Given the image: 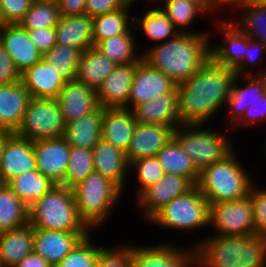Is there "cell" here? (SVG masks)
<instances>
[{
    "label": "cell",
    "mask_w": 266,
    "mask_h": 267,
    "mask_svg": "<svg viewBox=\"0 0 266 267\" xmlns=\"http://www.w3.org/2000/svg\"><path fill=\"white\" fill-rule=\"evenodd\" d=\"M235 71L211 58L189 79L177 84L179 121L182 125H209L226 109ZM216 114V115H215Z\"/></svg>",
    "instance_id": "obj_1"
},
{
    "label": "cell",
    "mask_w": 266,
    "mask_h": 267,
    "mask_svg": "<svg viewBox=\"0 0 266 267\" xmlns=\"http://www.w3.org/2000/svg\"><path fill=\"white\" fill-rule=\"evenodd\" d=\"M210 45V33H179L140 50L144 61L178 84L189 79L211 58Z\"/></svg>",
    "instance_id": "obj_2"
},
{
    "label": "cell",
    "mask_w": 266,
    "mask_h": 267,
    "mask_svg": "<svg viewBox=\"0 0 266 267\" xmlns=\"http://www.w3.org/2000/svg\"><path fill=\"white\" fill-rule=\"evenodd\" d=\"M199 239L192 245L194 267H266V238L257 234Z\"/></svg>",
    "instance_id": "obj_3"
},
{
    "label": "cell",
    "mask_w": 266,
    "mask_h": 267,
    "mask_svg": "<svg viewBox=\"0 0 266 267\" xmlns=\"http://www.w3.org/2000/svg\"><path fill=\"white\" fill-rule=\"evenodd\" d=\"M234 150L224 160L216 162L199 172L196 186L208 200L209 206L219 202L236 201L249 196L255 183L245 163ZM243 164V165H242ZM244 166V167H243Z\"/></svg>",
    "instance_id": "obj_4"
},
{
    "label": "cell",
    "mask_w": 266,
    "mask_h": 267,
    "mask_svg": "<svg viewBox=\"0 0 266 267\" xmlns=\"http://www.w3.org/2000/svg\"><path fill=\"white\" fill-rule=\"evenodd\" d=\"M33 228L61 232H93L80 218L73 190L56 184L42 198L28 207Z\"/></svg>",
    "instance_id": "obj_5"
},
{
    "label": "cell",
    "mask_w": 266,
    "mask_h": 267,
    "mask_svg": "<svg viewBox=\"0 0 266 267\" xmlns=\"http://www.w3.org/2000/svg\"><path fill=\"white\" fill-rule=\"evenodd\" d=\"M80 218L91 229L106 225L118 205L123 191L99 172H91L72 188Z\"/></svg>",
    "instance_id": "obj_6"
},
{
    "label": "cell",
    "mask_w": 266,
    "mask_h": 267,
    "mask_svg": "<svg viewBox=\"0 0 266 267\" xmlns=\"http://www.w3.org/2000/svg\"><path fill=\"white\" fill-rule=\"evenodd\" d=\"M218 130L221 128H216L215 131L207 125H181L173 132V139L190 157L199 172L205 167L224 160L234 151V143L230 134H227V130L225 133H220Z\"/></svg>",
    "instance_id": "obj_7"
},
{
    "label": "cell",
    "mask_w": 266,
    "mask_h": 267,
    "mask_svg": "<svg viewBox=\"0 0 266 267\" xmlns=\"http://www.w3.org/2000/svg\"><path fill=\"white\" fill-rule=\"evenodd\" d=\"M209 214L208 200L195 185L187 193L169 202L146 223L162 229L180 230V233L184 231L183 234L193 233L201 228L209 229Z\"/></svg>",
    "instance_id": "obj_8"
},
{
    "label": "cell",
    "mask_w": 266,
    "mask_h": 267,
    "mask_svg": "<svg viewBox=\"0 0 266 267\" xmlns=\"http://www.w3.org/2000/svg\"><path fill=\"white\" fill-rule=\"evenodd\" d=\"M65 127L56 99L31 98L22 122L14 133L35 142L63 137Z\"/></svg>",
    "instance_id": "obj_9"
},
{
    "label": "cell",
    "mask_w": 266,
    "mask_h": 267,
    "mask_svg": "<svg viewBox=\"0 0 266 267\" xmlns=\"http://www.w3.org/2000/svg\"><path fill=\"white\" fill-rule=\"evenodd\" d=\"M209 228L206 236H233L255 234L252 202L249 196L210 205Z\"/></svg>",
    "instance_id": "obj_10"
},
{
    "label": "cell",
    "mask_w": 266,
    "mask_h": 267,
    "mask_svg": "<svg viewBox=\"0 0 266 267\" xmlns=\"http://www.w3.org/2000/svg\"><path fill=\"white\" fill-rule=\"evenodd\" d=\"M195 185L183 176L165 173L156 183L145 189L136 199L143 221H149L173 199L187 193Z\"/></svg>",
    "instance_id": "obj_11"
},
{
    "label": "cell",
    "mask_w": 266,
    "mask_h": 267,
    "mask_svg": "<svg viewBox=\"0 0 266 267\" xmlns=\"http://www.w3.org/2000/svg\"><path fill=\"white\" fill-rule=\"evenodd\" d=\"M167 241V242H166ZM131 244L133 267H194V248L176 243ZM166 242V243H165Z\"/></svg>",
    "instance_id": "obj_12"
},
{
    "label": "cell",
    "mask_w": 266,
    "mask_h": 267,
    "mask_svg": "<svg viewBox=\"0 0 266 267\" xmlns=\"http://www.w3.org/2000/svg\"><path fill=\"white\" fill-rule=\"evenodd\" d=\"M265 93L266 75H236L226 104L227 115L224 116V120L228 121V127L225 126L227 130L229 131L242 118L245 110Z\"/></svg>",
    "instance_id": "obj_13"
},
{
    "label": "cell",
    "mask_w": 266,
    "mask_h": 267,
    "mask_svg": "<svg viewBox=\"0 0 266 267\" xmlns=\"http://www.w3.org/2000/svg\"><path fill=\"white\" fill-rule=\"evenodd\" d=\"M227 19L218 18L217 16L214 21L217 28H215L216 33L222 34V40L218 44L212 41L213 38H211L210 54L211 59L216 64L234 69L244 58L247 35L230 18Z\"/></svg>",
    "instance_id": "obj_14"
},
{
    "label": "cell",
    "mask_w": 266,
    "mask_h": 267,
    "mask_svg": "<svg viewBox=\"0 0 266 267\" xmlns=\"http://www.w3.org/2000/svg\"><path fill=\"white\" fill-rule=\"evenodd\" d=\"M177 87L171 78L162 71L151 67L143 58L132 81L128 109L150 101L160 95L171 93Z\"/></svg>",
    "instance_id": "obj_15"
},
{
    "label": "cell",
    "mask_w": 266,
    "mask_h": 267,
    "mask_svg": "<svg viewBox=\"0 0 266 267\" xmlns=\"http://www.w3.org/2000/svg\"><path fill=\"white\" fill-rule=\"evenodd\" d=\"M37 170L56 184L65 179L71 146L64 137L33 142Z\"/></svg>",
    "instance_id": "obj_16"
},
{
    "label": "cell",
    "mask_w": 266,
    "mask_h": 267,
    "mask_svg": "<svg viewBox=\"0 0 266 267\" xmlns=\"http://www.w3.org/2000/svg\"><path fill=\"white\" fill-rule=\"evenodd\" d=\"M37 162L33 151V141L11 133L5 142L0 166V183L26 171L36 170Z\"/></svg>",
    "instance_id": "obj_17"
},
{
    "label": "cell",
    "mask_w": 266,
    "mask_h": 267,
    "mask_svg": "<svg viewBox=\"0 0 266 267\" xmlns=\"http://www.w3.org/2000/svg\"><path fill=\"white\" fill-rule=\"evenodd\" d=\"M138 62L117 65L96 90L102 108H127Z\"/></svg>",
    "instance_id": "obj_18"
},
{
    "label": "cell",
    "mask_w": 266,
    "mask_h": 267,
    "mask_svg": "<svg viewBox=\"0 0 266 267\" xmlns=\"http://www.w3.org/2000/svg\"><path fill=\"white\" fill-rule=\"evenodd\" d=\"M90 232H61L33 228V252L55 267Z\"/></svg>",
    "instance_id": "obj_19"
},
{
    "label": "cell",
    "mask_w": 266,
    "mask_h": 267,
    "mask_svg": "<svg viewBox=\"0 0 266 267\" xmlns=\"http://www.w3.org/2000/svg\"><path fill=\"white\" fill-rule=\"evenodd\" d=\"M0 43L9 53L20 73L42 60L43 54L35 47L28 31L20 24L1 26Z\"/></svg>",
    "instance_id": "obj_20"
},
{
    "label": "cell",
    "mask_w": 266,
    "mask_h": 267,
    "mask_svg": "<svg viewBox=\"0 0 266 267\" xmlns=\"http://www.w3.org/2000/svg\"><path fill=\"white\" fill-rule=\"evenodd\" d=\"M175 128L162 124L137 123L131 143L126 151L130 164L136 159L156 156L158 151L173 138Z\"/></svg>",
    "instance_id": "obj_21"
},
{
    "label": "cell",
    "mask_w": 266,
    "mask_h": 267,
    "mask_svg": "<svg viewBox=\"0 0 266 267\" xmlns=\"http://www.w3.org/2000/svg\"><path fill=\"white\" fill-rule=\"evenodd\" d=\"M65 124L93 113L98 107L96 90L78 81H69L56 98Z\"/></svg>",
    "instance_id": "obj_22"
},
{
    "label": "cell",
    "mask_w": 266,
    "mask_h": 267,
    "mask_svg": "<svg viewBox=\"0 0 266 267\" xmlns=\"http://www.w3.org/2000/svg\"><path fill=\"white\" fill-rule=\"evenodd\" d=\"M92 152L94 171L111 180L124 192L125 185L128 184L126 178L130 171L126 153L103 138L93 146Z\"/></svg>",
    "instance_id": "obj_23"
},
{
    "label": "cell",
    "mask_w": 266,
    "mask_h": 267,
    "mask_svg": "<svg viewBox=\"0 0 266 267\" xmlns=\"http://www.w3.org/2000/svg\"><path fill=\"white\" fill-rule=\"evenodd\" d=\"M21 83L31 98L56 99L66 81L43 59L21 73Z\"/></svg>",
    "instance_id": "obj_24"
},
{
    "label": "cell",
    "mask_w": 266,
    "mask_h": 267,
    "mask_svg": "<svg viewBox=\"0 0 266 267\" xmlns=\"http://www.w3.org/2000/svg\"><path fill=\"white\" fill-rule=\"evenodd\" d=\"M137 123L162 124L178 127L179 121L177 87L171 92L160 95L132 109Z\"/></svg>",
    "instance_id": "obj_25"
},
{
    "label": "cell",
    "mask_w": 266,
    "mask_h": 267,
    "mask_svg": "<svg viewBox=\"0 0 266 267\" xmlns=\"http://www.w3.org/2000/svg\"><path fill=\"white\" fill-rule=\"evenodd\" d=\"M137 122L127 108H103L101 138L126 153Z\"/></svg>",
    "instance_id": "obj_26"
},
{
    "label": "cell",
    "mask_w": 266,
    "mask_h": 267,
    "mask_svg": "<svg viewBox=\"0 0 266 267\" xmlns=\"http://www.w3.org/2000/svg\"><path fill=\"white\" fill-rule=\"evenodd\" d=\"M31 99L28 90L20 82L0 86V129L15 132Z\"/></svg>",
    "instance_id": "obj_27"
},
{
    "label": "cell",
    "mask_w": 266,
    "mask_h": 267,
    "mask_svg": "<svg viewBox=\"0 0 266 267\" xmlns=\"http://www.w3.org/2000/svg\"><path fill=\"white\" fill-rule=\"evenodd\" d=\"M57 44L80 49L94 46L93 17L86 13L60 17L55 26Z\"/></svg>",
    "instance_id": "obj_28"
},
{
    "label": "cell",
    "mask_w": 266,
    "mask_h": 267,
    "mask_svg": "<svg viewBox=\"0 0 266 267\" xmlns=\"http://www.w3.org/2000/svg\"><path fill=\"white\" fill-rule=\"evenodd\" d=\"M116 66V63L92 46L83 51L80 56L75 81L97 90Z\"/></svg>",
    "instance_id": "obj_29"
},
{
    "label": "cell",
    "mask_w": 266,
    "mask_h": 267,
    "mask_svg": "<svg viewBox=\"0 0 266 267\" xmlns=\"http://www.w3.org/2000/svg\"><path fill=\"white\" fill-rule=\"evenodd\" d=\"M33 252V227L0 232V260L3 267H14Z\"/></svg>",
    "instance_id": "obj_30"
},
{
    "label": "cell",
    "mask_w": 266,
    "mask_h": 267,
    "mask_svg": "<svg viewBox=\"0 0 266 267\" xmlns=\"http://www.w3.org/2000/svg\"><path fill=\"white\" fill-rule=\"evenodd\" d=\"M103 108L68 122L64 138L70 146L92 149L101 138Z\"/></svg>",
    "instance_id": "obj_31"
},
{
    "label": "cell",
    "mask_w": 266,
    "mask_h": 267,
    "mask_svg": "<svg viewBox=\"0 0 266 267\" xmlns=\"http://www.w3.org/2000/svg\"><path fill=\"white\" fill-rule=\"evenodd\" d=\"M147 7V8H146ZM143 8V14L134 16V31H141L151 44L163 43L176 37L179 31L160 7L150 5Z\"/></svg>",
    "instance_id": "obj_32"
},
{
    "label": "cell",
    "mask_w": 266,
    "mask_h": 267,
    "mask_svg": "<svg viewBox=\"0 0 266 267\" xmlns=\"http://www.w3.org/2000/svg\"><path fill=\"white\" fill-rule=\"evenodd\" d=\"M159 7L172 21L179 33H211L208 31L204 32L203 30L194 31L189 29L190 27L192 28L194 22L200 17L210 16V13L198 1L171 0L164 2Z\"/></svg>",
    "instance_id": "obj_33"
},
{
    "label": "cell",
    "mask_w": 266,
    "mask_h": 267,
    "mask_svg": "<svg viewBox=\"0 0 266 267\" xmlns=\"http://www.w3.org/2000/svg\"><path fill=\"white\" fill-rule=\"evenodd\" d=\"M132 6L127 4L124 8L93 17L94 46L105 39L125 34L134 26V16L130 14Z\"/></svg>",
    "instance_id": "obj_34"
},
{
    "label": "cell",
    "mask_w": 266,
    "mask_h": 267,
    "mask_svg": "<svg viewBox=\"0 0 266 267\" xmlns=\"http://www.w3.org/2000/svg\"><path fill=\"white\" fill-rule=\"evenodd\" d=\"M29 224L28 206L7 183H0V232Z\"/></svg>",
    "instance_id": "obj_35"
},
{
    "label": "cell",
    "mask_w": 266,
    "mask_h": 267,
    "mask_svg": "<svg viewBox=\"0 0 266 267\" xmlns=\"http://www.w3.org/2000/svg\"><path fill=\"white\" fill-rule=\"evenodd\" d=\"M133 29L134 26L125 34L100 41L95 47L117 65L139 62L142 53L137 50L140 48L136 47L139 44Z\"/></svg>",
    "instance_id": "obj_36"
},
{
    "label": "cell",
    "mask_w": 266,
    "mask_h": 267,
    "mask_svg": "<svg viewBox=\"0 0 266 267\" xmlns=\"http://www.w3.org/2000/svg\"><path fill=\"white\" fill-rule=\"evenodd\" d=\"M7 184L28 207L56 185L37 169L26 171L8 181Z\"/></svg>",
    "instance_id": "obj_37"
},
{
    "label": "cell",
    "mask_w": 266,
    "mask_h": 267,
    "mask_svg": "<svg viewBox=\"0 0 266 267\" xmlns=\"http://www.w3.org/2000/svg\"><path fill=\"white\" fill-rule=\"evenodd\" d=\"M156 158L161 163L165 173L183 176L194 185L197 184L199 171L173 138L158 151Z\"/></svg>",
    "instance_id": "obj_38"
},
{
    "label": "cell",
    "mask_w": 266,
    "mask_h": 267,
    "mask_svg": "<svg viewBox=\"0 0 266 267\" xmlns=\"http://www.w3.org/2000/svg\"><path fill=\"white\" fill-rule=\"evenodd\" d=\"M233 14L236 17L234 16L230 20L245 35L252 40L263 42L266 46V7L250 2L239 7Z\"/></svg>",
    "instance_id": "obj_39"
},
{
    "label": "cell",
    "mask_w": 266,
    "mask_h": 267,
    "mask_svg": "<svg viewBox=\"0 0 266 267\" xmlns=\"http://www.w3.org/2000/svg\"><path fill=\"white\" fill-rule=\"evenodd\" d=\"M60 17L56 0L33 1L19 24L26 30L50 28L58 24Z\"/></svg>",
    "instance_id": "obj_40"
},
{
    "label": "cell",
    "mask_w": 266,
    "mask_h": 267,
    "mask_svg": "<svg viewBox=\"0 0 266 267\" xmlns=\"http://www.w3.org/2000/svg\"><path fill=\"white\" fill-rule=\"evenodd\" d=\"M82 51L74 47L56 44L43 54L42 59L54 66L58 74L66 81H74Z\"/></svg>",
    "instance_id": "obj_41"
},
{
    "label": "cell",
    "mask_w": 266,
    "mask_h": 267,
    "mask_svg": "<svg viewBox=\"0 0 266 267\" xmlns=\"http://www.w3.org/2000/svg\"><path fill=\"white\" fill-rule=\"evenodd\" d=\"M93 171L92 149L71 146L66 176L61 185L72 189Z\"/></svg>",
    "instance_id": "obj_42"
},
{
    "label": "cell",
    "mask_w": 266,
    "mask_h": 267,
    "mask_svg": "<svg viewBox=\"0 0 266 267\" xmlns=\"http://www.w3.org/2000/svg\"><path fill=\"white\" fill-rule=\"evenodd\" d=\"M92 236L84 237L55 267H97L99 253L104 246L96 244Z\"/></svg>",
    "instance_id": "obj_43"
},
{
    "label": "cell",
    "mask_w": 266,
    "mask_h": 267,
    "mask_svg": "<svg viewBox=\"0 0 266 267\" xmlns=\"http://www.w3.org/2000/svg\"><path fill=\"white\" fill-rule=\"evenodd\" d=\"M129 172L135 173L136 177V198L149 186L161 179L165 172L156 156L136 159L130 163ZM136 170V171H135Z\"/></svg>",
    "instance_id": "obj_44"
},
{
    "label": "cell",
    "mask_w": 266,
    "mask_h": 267,
    "mask_svg": "<svg viewBox=\"0 0 266 267\" xmlns=\"http://www.w3.org/2000/svg\"><path fill=\"white\" fill-rule=\"evenodd\" d=\"M266 54V46L263 42L258 40H252L247 36V46L244 52V58L242 61L233 69L236 75H266V66L259 61L262 60V55ZM260 63L261 65H258ZM256 72L253 70L256 67ZM253 68V69H252ZM252 74H251V73Z\"/></svg>",
    "instance_id": "obj_45"
},
{
    "label": "cell",
    "mask_w": 266,
    "mask_h": 267,
    "mask_svg": "<svg viewBox=\"0 0 266 267\" xmlns=\"http://www.w3.org/2000/svg\"><path fill=\"white\" fill-rule=\"evenodd\" d=\"M97 267H133L131 243L104 247L99 253Z\"/></svg>",
    "instance_id": "obj_46"
},
{
    "label": "cell",
    "mask_w": 266,
    "mask_h": 267,
    "mask_svg": "<svg viewBox=\"0 0 266 267\" xmlns=\"http://www.w3.org/2000/svg\"><path fill=\"white\" fill-rule=\"evenodd\" d=\"M249 197L252 202L255 234L266 238V187L256 184L251 186Z\"/></svg>",
    "instance_id": "obj_47"
},
{
    "label": "cell",
    "mask_w": 266,
    "mask_h": 267,
    "mask_svg": "<svg viewBox=\"0 0 266 267\" xmlns=\"http://www.w3.org/2000/svg\"><path fill=\"white\" fill-rule=\"evenodd\" d=\"M266 125V93L255 103L250 105L244 112L242 118L230 129V133L237 131L236 129L253 128L257 125ZM266 127V126H265Z\"/></svg>",
    "instance_id": "obj_48"
},
{
    "label": "cell",
    "mask_w": 266,
    "mask_h": 267,
    "mask_svg": "<svg viewBox=\"0 0 266 267\" xmlns=\"http://www.w3.org/2000/svg\"><path fill=\"white\" fill-rule=\"evenodd\" d=\"M33 0H0V13L4 24H19L30 9Z\"/></svg>",
    "instance_id": "obj_49"
},
{
    "label": "cell",
    "mask_w": 266,
    "mask_h": 267,
    "mask_svg": "<svg viewBox=\"0 0 266 267\" xmlns=\"http://www.w3.org/2000/svg\"><path fill=\"white\" fill-rule=\"evenodd\" d=\"M21 81V73L17 70L13 60L0 43V86Z\"/></svg>",
    "instance_id": "obj_50"
},
{
    "label": "cell",
    "mask_w": 266,
    "mask_h": 267,
    "mask_svg": "<svg viewBox=\"0 0 266 267\" xmlns=\"http://www.w3.org/2000/svg\"><path fill=\"white\" fill-rule=\"evenodd\" d=\"M27 31L30 40L42 54L48 52L57 44L55 27Z\"/></svg>",
    "instance_id": "obj_51"
},
{
    "label": "cell",
    "mask_w": 266,
    "mask_h": 267,
    "mask_svg": "<svg viewBox=\"0 0 266 267\" xmlns=\"http://www.w3.org/2000/svg\"><path fill=\"white\" fill-rule=\"evenodd\" d=\"M126 5L125 0H86L84 13L95 17L124 8Z\"/></svg>",
    "instance_id": "obj_52"
},
{
    "label": "cell",
    "mask_w": 266,
    "mask_h": 267,
    "mask_svg": "<svg viewBox=\"0 0 266 267\" xmlns=\"http://www.w3.org/2000/svg\"><path fill=\"white\" fill-rule=\"evenodd\" d=\"M60 16H72L85 12L86 0H56Z\"/></svg>",
    "instance_id": "obj_53"
},
{
    "label": "cell",
    "mask_w": 266,
    "mask_h": 267,
    "mask_svg": "<svg viewBox=\"0 0 266 267\" xmlns=\"http://www.w3.org/2000/svg\"><path fill=\"white\" fill-rule=\"evenodd\" d=\"M211 1V15L216 12L217 10H219L218 12H220V9L224 11L228 10L229 11L232 10V12L236 11L239 7L247 5L248 3L251 2V0H210ZM224 7V8H223Z\"/></svg>",
    "instance_id": "obj_54"
},
{
    "label": "cell",
    "mask_w": 266,
    "mask_h": 267,
    "mask_svg": "<svg viewBox=\"0 0 266 267\" xmlns=\"http://www.w3.org/2000/svg\"><path fill=\"white\" fill-rule=\"evenodd\" d=\"M14 267H53L43 257L32 252Z\"/></svg>",
    "instance_id": "obj_55"
},
{
    "label": "cell",
    "mask_w": 266,
    "mask_h": 267,
    "mask_svg": "<svg viewBox=\"0 0 266 267\" xmlns=\"http://www.w3.org/2000/svg\"><path fill=\"white\" fill-rule=\"evenodd\" d=\"M167 1H171V0H150L149 5L159 7L160 4H163L164 2H167ZM190 1H198L211 14V1L210 0H190Z\"/></svg>",
    "instance_id": "obj_56"
},
{
    "label": "cell",
    "mask_w": 266,
    "mask_h": 267,
    "mask_svg": "<svg viewBox=\"0 0 266 267\" xmlns=\"http://www.w3.org/2000/svg\"><path fill=\"white\" fill-rule=\"evenodd\" d=\"M12 132L8 130H1L0 129V166H1V161H2V154H3V149L5 146V142L7 137L11 134Z\"/></svg>",
    "instance_id": "obj_57"
},
{
    "label": "cell",
    "mask_w": 266,
    "mask_h": 267,
    "mask_svg": "<svg viewBox=\"0 0 266 267\" xmlns=\"http://www.w3.org/2000/svg\"><path fill=\"white\" fill-rule=\"evenodd\" d=\"M251 2L256 5L266 7V0H251Z\"/></svg>",
    "instance_id": "obj_58"
},
{
    "label": "cell",
    "mask_w": 266,
    "mask_h": 267,
    "mask_svg": "<svg viewBox=\"0 0 266 267\" xmlns=\"http://www.w3.org/2000/svg\"><path fill=\"white\" fill-rule=\"evenodd\" d=\"M127 4H131V5H135V3L137 4L138 0H125ZM148 1L147 3L150 4V0H146Z\"/></svg>",
    "instance_id": "obj_59"
},
{
    "label": "cell",
    "mask_w": 266,
    "mask_h": 267,
    "mask_svg": "<svg viewBox=\"0 0 266 267\" xmlns=\"http://www.w3.org/2000/svg\"><path fill=\"white\" fill-rule=\"evenodd\" d=\"M4 23H3V20H2V17H1V13H0V27L3 26Z\"/></svg>",
    "instance_id": "obj_60"
},
{
    "label": "cell",
    "mask_w": 266,
    "mask_h": 267,
    "mask_svg": "<svg viewBox=\"0 0 266 267\" xmlns=\"http://www.w3.org/2000/svg\"><path fill=\"white\" fill-rule=\"evenodd\" d=\"M264 143H265V144H264V145H265V146H264V148H265V149H264V152H265L264 154H265V156H266V142H264Z\"/></svg>",
    "instance_id": "obj_61"
}]
</instances>
